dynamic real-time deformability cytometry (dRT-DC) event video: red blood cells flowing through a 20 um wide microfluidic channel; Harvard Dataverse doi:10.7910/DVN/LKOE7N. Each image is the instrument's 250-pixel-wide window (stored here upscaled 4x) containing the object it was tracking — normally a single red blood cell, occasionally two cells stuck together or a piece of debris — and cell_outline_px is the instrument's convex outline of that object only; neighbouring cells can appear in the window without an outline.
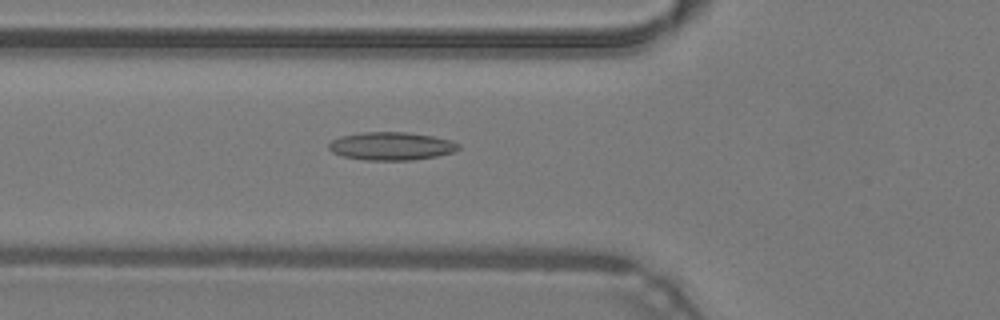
{"species": "common noctule bat (a hibernating species)", "species_latin": "Nyctalus noctula", "temperature_condition": "warm", "stored_images_in_passage": 47, "camera_frame_rate_fps": 3000, "um_per_image_px": 0.085, "animal": {"sex": "male", "body_mass_g": 19.2, "forearm_length_mm": 51.8}, "frame": {"image": 1, "passage_image": 17, "time_ms": 5.333, "image_size_px": [1000, 320], "cell_outline_px": [[460, 148], [452, 152], [436, 156], [412, 160], [364, 160], [344, 156], [332, 152], [328, 148], [328, 144], [332, 140], [340, 136], [360, 132], [404, 132], [432, 136], [452, 140], [460, 144]], "centroid_in_image_um": [33.25, 12.41], "position_along_channel_um": 92.6, "area_um2": 21.21}}
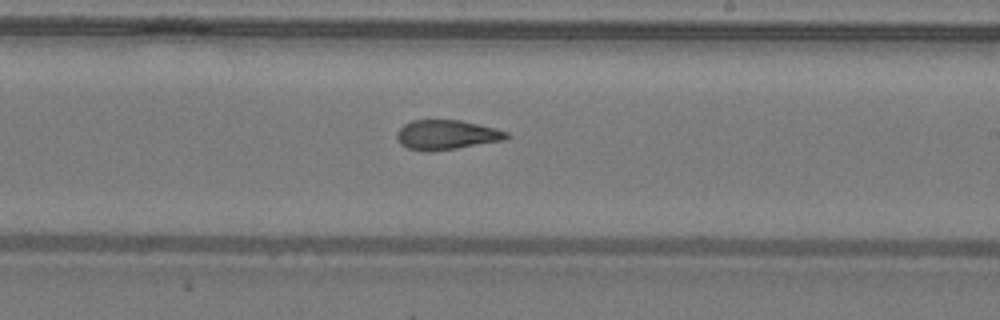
{"frame": {"image": 2, "passage_image": 28, "time_ms": 9.0, "image_size_px": [1000, 320], "cell_outline_px": [[508, 136], [504, 140], [456, 148], [424, 152], [408, 148], [400, 144], [396, 136], [396, 132], [404, 124], [412, 120], [460, 120], [496, 128], [508, 132]], "centroid_in_image_um": [37.92, 11.45], "position_along_channel_um": 251.1, "area_um2": 18.84}}
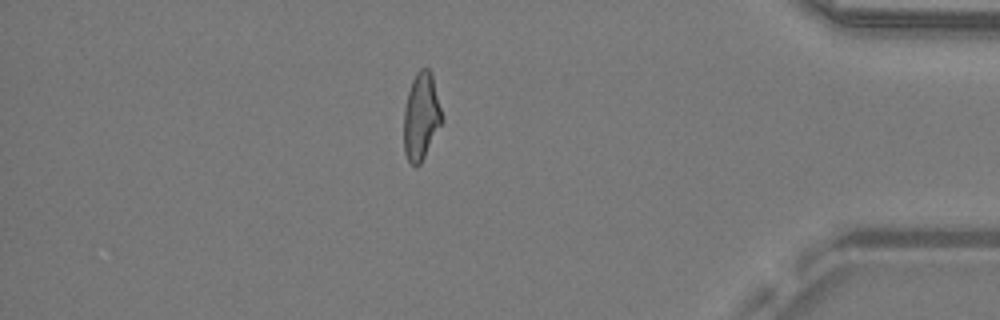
{"frame": {"image": 3, "passage_image": 41, "time_ms": 13.333, "image_size_px": [1000, 320], "cell_outline_px": [[444, 120], [420, 164], [412, 164], [408, 160], [404, 152], [404, 108], [408, 92], [412, 80], [416, 72], [420, 68], [428, 68], [432, 72]], "centroid_in_image_um": [35.81, 9.86], "position_along_channel_um": 399.4, "area_um2": 19.42}, "authors_computed_cell_mechanics": {"area_um2": 19.7676, "velocity_mm_per_s": 4.3296, "shape_relaxation_time_tau1_ms": null, "shape_relaxation_time_tau2_ms": 3.4328, "deformation_change_tau1": null, "deformation_change_tau2": 0.1132}}